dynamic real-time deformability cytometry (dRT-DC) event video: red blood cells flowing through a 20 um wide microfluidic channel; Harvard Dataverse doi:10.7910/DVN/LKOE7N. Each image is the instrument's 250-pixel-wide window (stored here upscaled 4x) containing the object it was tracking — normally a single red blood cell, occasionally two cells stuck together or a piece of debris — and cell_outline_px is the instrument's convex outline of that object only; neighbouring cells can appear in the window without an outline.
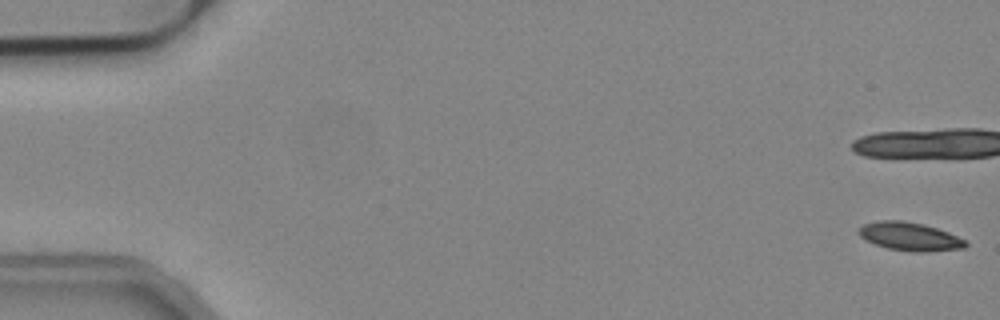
{"species": "common noctule bat (a hibernating species)", "species_latin": "Nyctalus noctula", "temperature_condition": "cold", "stored_images_in_passage": 16, "camera_frame_rate_fps": 3000, "um_per_image_px": 0.085, "animal": {"sex": "male", "body_mass_g": 19.2, "forearm_length_mm": 51.8}, "frame": {"image": 1, "passage_image": 1, "time_ms": 0.0, "image_size_px": [1000, 320], "cell_outline_px": [[968, 244], [964, 248], [924, 252], [916, 252], [888, 248], [864, 240], [856, 232], [864, 224], [880, 220], [900, 220], [924, 224], [948, 232], [964, 240]], "centroid_in_image_um": [77.3, 20.1], "position_along_channel_um": 7.7, "area_um2": 17.51}}